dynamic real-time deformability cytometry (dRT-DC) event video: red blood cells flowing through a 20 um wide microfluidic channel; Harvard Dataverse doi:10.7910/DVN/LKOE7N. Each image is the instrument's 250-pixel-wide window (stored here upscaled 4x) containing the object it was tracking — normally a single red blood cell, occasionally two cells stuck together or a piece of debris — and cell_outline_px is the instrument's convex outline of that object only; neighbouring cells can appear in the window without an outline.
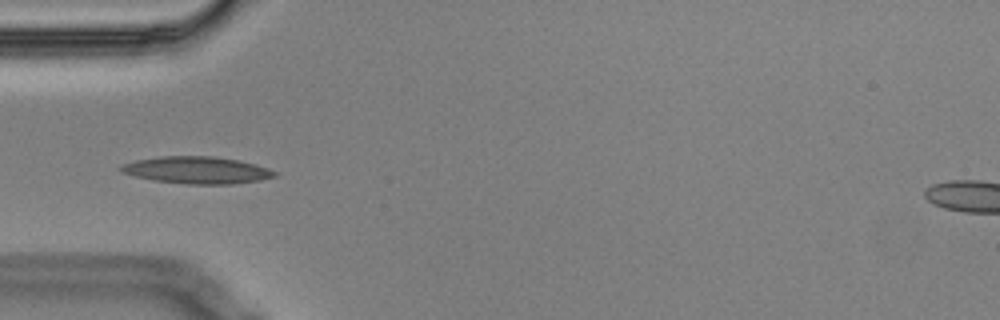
{"species": "Egyptian fruit bat (a non-hibernating species)", "species_latin": "Rousettus aegyptiacus", "temperature_condition": "cold", "stored_images_in_passage": 10, "camera_frame_rate_fps": 3000, "um_per_image_px": 0.085, "animal": {"sex": "male"}, "frame": {"image": 1, "passage_image": 1, "time_ms": 0.0, "image_size_px": [1000, 320], "cell_outline_px": [[276, 176], [260, 180], [232, 184], [184, 184], [152, 180], [120, 172], [116, 168], [120, 164], [136, 160], [160, 156], [212, 156], [240, 160], [256, 164], [268, 168], [276, 172]], "centroid_in_image_um": [16.69, 14.45], "position_along_channel_um": 68.3, "area_um2": 24.45}}
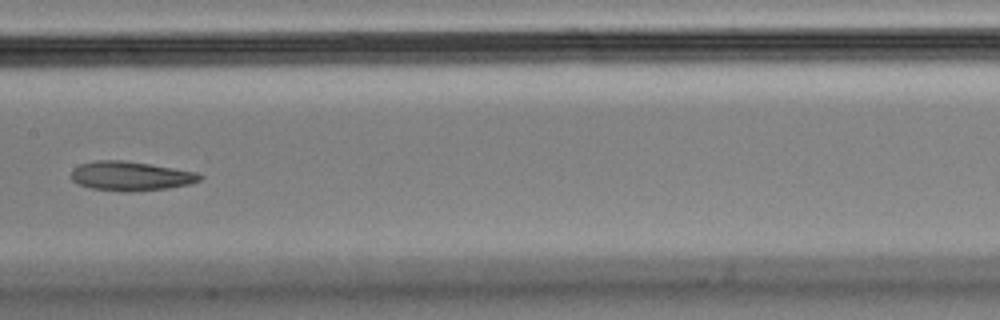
{"frame": {"image": 2, "passage_image": 4, "time_ms": 1.0, "image_size_px": [1000, 320], "cell_outline_px": [[204, 176], [200, 180], [188, 184], [168, 188], [132, 192], [120, 192], [92, 188], [76, 184], [72, 180], [72, 168], [80, 164], [96, 160], [124, 160], [196, 172]], "centroid_in_image_um": [11.07, 14.97], "position_along_channel_um": 196.3, "area_um2": 21.96}}
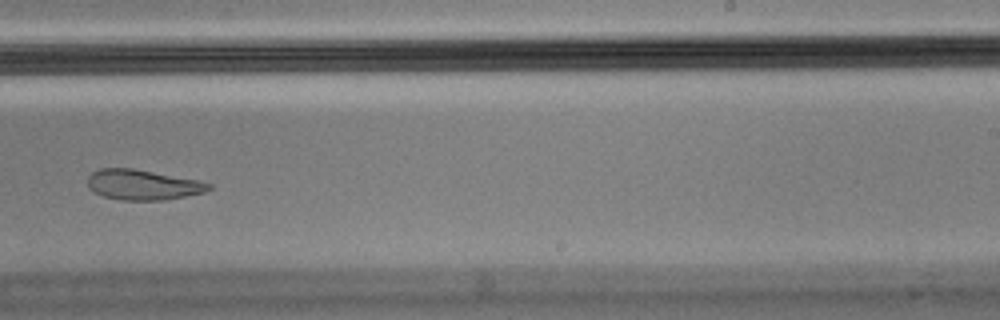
{"frame": {"image": 3, "passage_image": 6, "time_ms": 1.667, "image_size_px": [1000, 320], "cell_outline_px": [[212, 188], [204, 192], [164, 200], [120, 200], [104, 196], [88, 188], [88, 176], [92, 172], [100, 168], [132, 168], [200, 180], [212, 184]], "centroid_in_image_um": [12.14, 15.7], "position_along_channel_um": 276.9, "area_um2": 21.33}}